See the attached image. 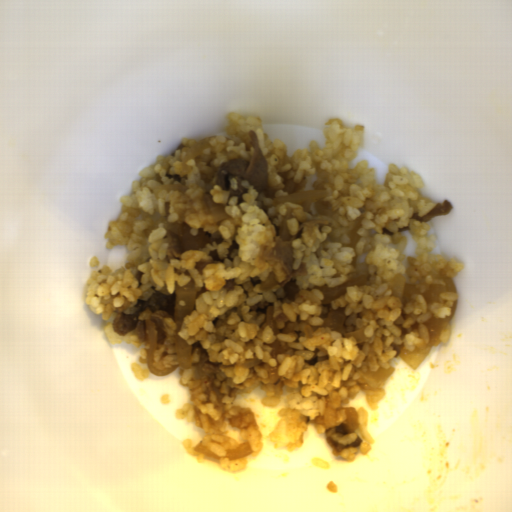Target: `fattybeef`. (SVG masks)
<instances>
[{"label":"fatty beef","instance_id":"1","mask_svg":"<svg viewBox=\"0 0 512 512\" xmlns=\"http://www.w3.org/2000/svg\"><path fill=\"white\" fill-rule=\"evenodd\" d=\"M253 143V154L250 161L231 159L217 167L214 183L222 191L231 189L230 176L244 178L257 192H263L270 181L269 164L262 152L256 130H248Z\"/></svg>","mask_w":512,"mask_h":512},{"label":"fatty beef","instance_id":"2","mask_svg":"<svg viewBox=\"0 0 512 512\" xmlns=\"http://www.w3.org/2000/svg\"><path fill=\"white\" fill-rule=\"evenodd\" d=\"M179 246L175 249L177 254H182L188 250H199L205 247L207 244H211V235L204 231L203 227H199V231L196 235H193L190 226L185 222H182L179 231Z\"/></svg>","mask_w":512,"mask_h":512},{"label":"fatty beef","instance_id":"3","mask_svg":"<svg viewBox=\"0 0 512 512\" xmlns=\"http://www.w3.org/2000/svg\"><path fill=\"white\" fill-rule=\"evenodd\" d=\"M133 306L140 307L138 311L132 315H125L124 311H116L111 321V328L114 333L119 336H126L131 333L138 325L139 319L138 316L144 310L147 309V303L140 299H137V303Z\"/></svg>","mask_w":512,"mask_h":512},{"label":"fatty beef","instance_id":"4","mask_svg":"<svg viewBox=\"0 0 512 512\" xmlns=\"http://www.w3.org/2000/svg\"><path fill=\"white\" fill-rule=\"evenodd\" d=\"M454 208L455 206L453 202L446 198L443 199V202H438L429 212H427L422 217H420L417 212H413L410 219H414L418 223H428L434 217L450 214Z\"/></svg>","mask_w":512,"mask_h":512},{"label":"fatty beef","instance_id":"5","mask_svg":"<svg viewBox=\"0 0 512 512\" xmlns=\"http://www.w3.org/2000/svg\"><path fill=\"white\" fill-rule=\"evenodd\" d=\"M362 439L357 435V438L354 442L352 443H349L347 445H343V444H340L338 442H335L332 440V445L335 449L336 452H342L344 449H346L347 447H353V448H358L359 445L362 443Z\"/></svg>","mask_w":512,"mask_h":512},{"label":"fatty beef","instance_id":"6","mask_svg":"<svg viewBox=\"0 0 512 512\" xmlns=\"http://www.w3.org/2000/svg\"><path fill=\"white\" fill-rule=\"evenodd\" d=\"M335 433H341L343 436L352 433V430L345 423H341L340 426H334Z\"/></svg>","mask_w":512,"mask_h":512}]
</instances>
